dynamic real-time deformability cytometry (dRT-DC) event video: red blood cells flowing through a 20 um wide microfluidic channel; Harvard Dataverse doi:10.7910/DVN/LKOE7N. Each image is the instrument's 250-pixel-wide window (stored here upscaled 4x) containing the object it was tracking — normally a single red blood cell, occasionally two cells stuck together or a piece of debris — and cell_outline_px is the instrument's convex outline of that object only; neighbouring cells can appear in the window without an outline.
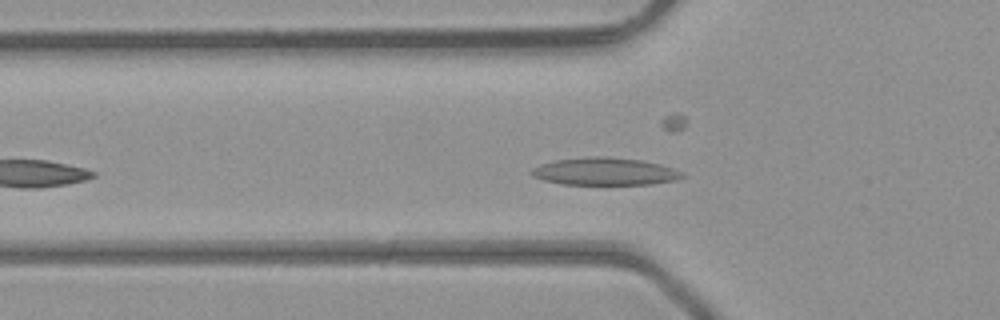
{"species": "common noctule bat (a hibernating species)", "species_latin": "Nyctalus noctula", "temperature_condition": "room temperature", "stored_images_in_passage": 35, "camera_frame_rate_fps": 3000, "um_per_image_px": 0.085, "animal": {"sex": "male", "body_mass_g": 23.1, "forearm_length_mm": 52.7}, "frame": {"image": 1, "passage_image": 7, "time_ms": 2.0, "image_size_px": [1000, 320], "cell_outline_px": [[688, 176], [676, 180], [652, 184], [560, 184], [544, 180], [532, 176], [528, 172], [532, 168], [540, 164], [552, 160], [584, 156], [608, 156], [640, 160], [660, 164], [684, 172]], "centroid_in_image_um": [51.39, 14.56], "position_along_channel_um": 74.4, "area_um2": 24.57}}
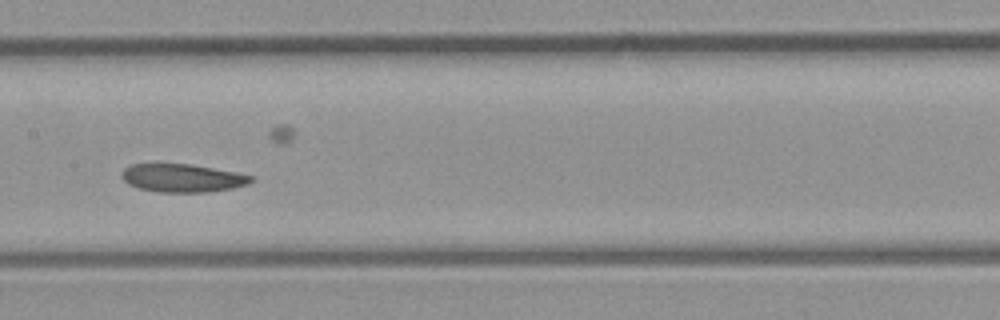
{"frame": {"image": 2, "passage_image": 15, "time_ms": 4.667, "image_size_px": [1000, 320], "cell_outline_px": [[252, 180], [248, 184], [232, 188], [208, 192], [160, 192], [140, 188], [128, 184], [120, 176], [120, 172], [124, 168], [132, 164], [192, 164], [252, 176]], "centroid_in_image_um": [15.45, 15.13], "position_along_channel_um": 192.0, "area_um2": 20.98}}
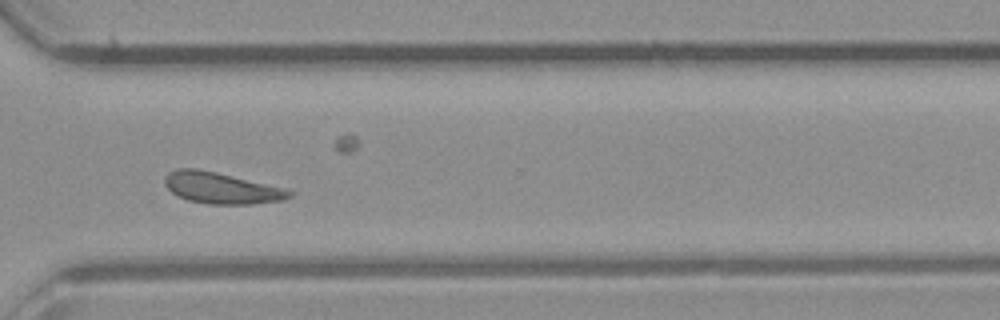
{"frame": {"image": 3, "passage_image": 26, "time_ms": 8.333, "image_size_px": [1000, 320], "cell_outline_px": [[296, 192], [292, 196], [284, 200], [252, 204], [208, 204], [188, 200], [176, 196], [164, 184], [164, 176], [168, 172], [176, 168], [196, 168], [216, 172], [284, 188]], "centroid_in_image_um": [18.8, 15.98], "position_along_channel_um": 351.8, "area_um2": 22.83}, "authors_computed_cell_mechanics": {"area_um2": 22.0796, "velocity_mm_per_s": 4.3776, "shape_relaxation_time_tau1_ms": 2.9936, "shape_relaxation_time_tau2_ms": null, "deformation_change_tau1": 0.0799, "deformation_change_tau2": null}}